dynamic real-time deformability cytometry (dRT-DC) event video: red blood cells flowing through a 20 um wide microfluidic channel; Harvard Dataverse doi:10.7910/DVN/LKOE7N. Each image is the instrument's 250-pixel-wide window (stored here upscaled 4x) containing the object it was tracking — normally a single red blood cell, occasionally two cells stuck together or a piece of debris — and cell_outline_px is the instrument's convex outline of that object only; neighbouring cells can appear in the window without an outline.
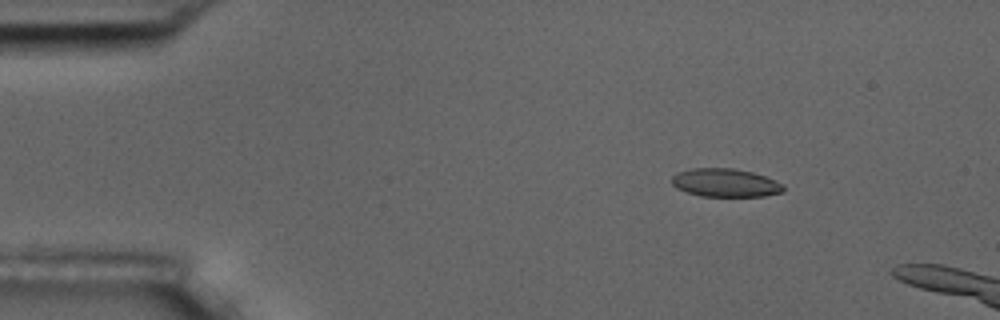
{"species": "common noctule bat (a hibernating species)", "species_latin": "Nyctalus noctula", "temperature_condition": "room temperature", "stored_images_in_passage": 8, "camera_frame_rate_fps": 3000, "um_per_image_px": 0.085, "animal": {"sex": "male", "body_mass_g": 17.5, "forearm_length_mm": 52.3}, "frame": {"image": 1, "passage_image": 3, "time_ms": 2.333, "image_size_px": [1000, 320], "cell_outline_px": [[784, 192], [764, 196], [700, 196], [676, 188], [672, 184], [672, 176], [676, 172], [692, 168], [732, 168], [752, 172], [776, 180], [784, 184]], "centroid_in_image_um": [61.66, 15.53], "position_along_channel_um": 23.3, "area_um2": 18.5}}
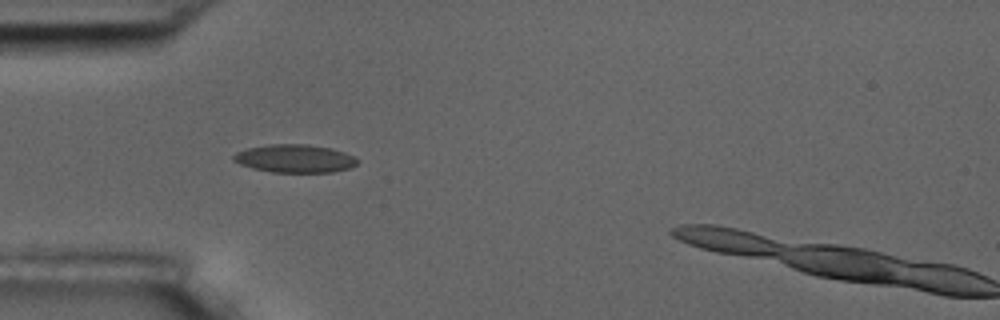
{"frame": {"image": 2, "passage_image": 5, "time_ms": 5.333, "image_size_px": [1000, 320], "cell_outline_px": [[360, 160], [356, 164], [348, 168], [332, 172], [272, 172], [252, 168], [240, 164], [232, 160], [232, 156], [236, 152], [248, 148], [268, 144], [308, 144], [332, 148], [344, 152]], "centroid_in_image_um": [25.04, 13.47], "position_along_channel_um": 60.0, "area_um2": 20.29}}
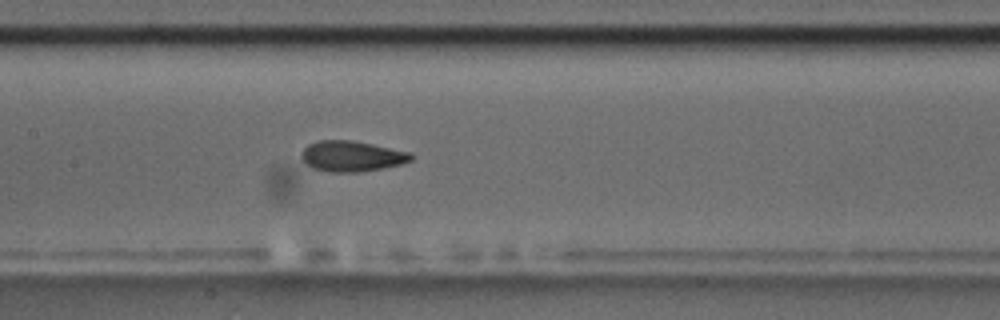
{"frame": {"image": 3, "passage_image": 8, "time_ms": 8.667, "image_size_px": [1000, 320], "cell_outline_px": [[412, 160], [400, 164], [384, 168], [356, 172], [332, 172], [312, 168], [300, 156], [300, 152], [308, 144], [320, 140], [352, 140], [412, 152]], "centroid_in_image_um": [29.9, 13.27], "position_along_channel_um": 177.5, "area_um2": 19.54}}